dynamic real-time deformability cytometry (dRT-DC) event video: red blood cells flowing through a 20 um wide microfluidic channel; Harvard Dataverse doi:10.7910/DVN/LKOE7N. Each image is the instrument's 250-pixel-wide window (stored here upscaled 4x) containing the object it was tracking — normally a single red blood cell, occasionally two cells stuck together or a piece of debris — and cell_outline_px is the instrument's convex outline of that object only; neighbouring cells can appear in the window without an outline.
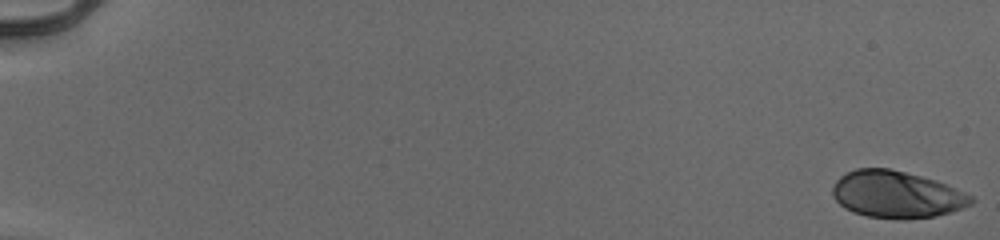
{"species": "human", "species_latin": "Homo sapiens", "temperature_condition": "cold", "stored_images_in_passage": 55, "camera_frame_rate_fps": 3000, "um_per_image_px": 0.085, "donor": {"sex": "male"}, "frame": {"image": 1, "passage_image": 1, "time_ms": 0.0, "image_size_px": [1000, 240], "cell_outline_px": [[976, 200], [972, 204], [936, 216], [904, 220], [900, 220], [868, 216], [852, 212], [844, 208], [832, 196], [832, 188], [836, 180], [840, 176], [856, 168], [888, 168], [936, 180], [964, 192], [972, 196]], "centroid_in_image_um": [76.19, 16.54], "position_along_channel_um": 8.8, "area_um2": 37.92}}
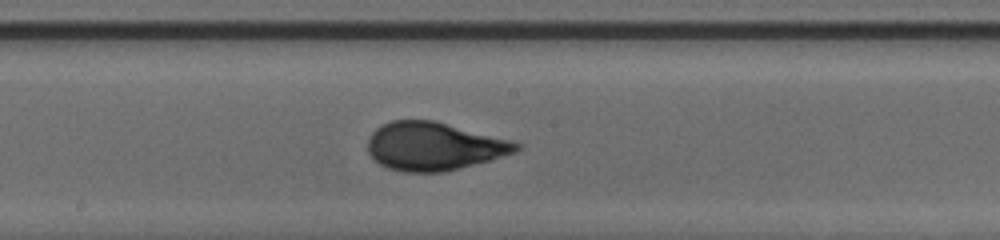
{"frame": {"image": 2, "passage_image": 32, "time_ms": 10.333, "image_size_px": [1000, 240], "cell_outline_px": [[524, 144], [516, 152], [460, 168], [444, 172], [404, 172], [388, 168], [380, 164], [368, 152], [368, 140], [372, 132], [380, 124], [392, 120], [436, 120], [512, 140]], "centroid_in_image_um": [36.9, 12.42], "position_along_channel_um": 211.3, "area_um2": 41.85}}
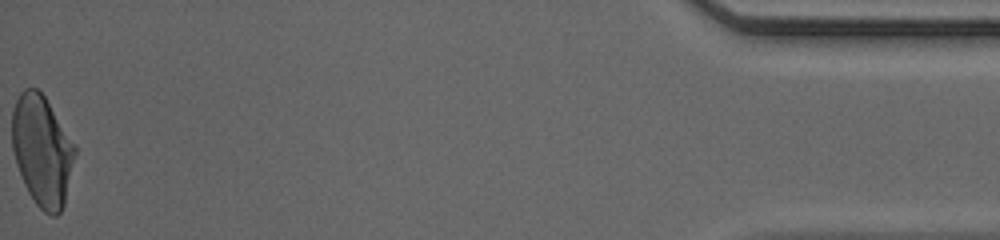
{"frame": {"image": 3, "passage_image": 55, "time_ms": 18.0, "image_size_px": [1000, 240], "cell_outline_px": [[76, 152], [64, 204], [60, 212], [56, 216], [52, 216], [44, 212], [36, 204], [28, 192], [24, 184], [16, 164], [12, 148], [12, 112], [16, 100], [20, 92], [24, 88], [36, 88], [44, 96], [76, 148]], "centroid_in_image_um": [3.55, 12.82], "position_along_channel_um": 431.6, "area_um2": 40.11}, "authors_computed_cell_mechanics": {"area_um2": 40.171, "velocity_mm_per_s": 3.9693, "shape_relaxation_time_tau1_ms": 5.0713, "shape_relaxation_time_tau2_ms": null, "deformation_change_tau1": 0.1975, "deformation_change_tau2": null}}